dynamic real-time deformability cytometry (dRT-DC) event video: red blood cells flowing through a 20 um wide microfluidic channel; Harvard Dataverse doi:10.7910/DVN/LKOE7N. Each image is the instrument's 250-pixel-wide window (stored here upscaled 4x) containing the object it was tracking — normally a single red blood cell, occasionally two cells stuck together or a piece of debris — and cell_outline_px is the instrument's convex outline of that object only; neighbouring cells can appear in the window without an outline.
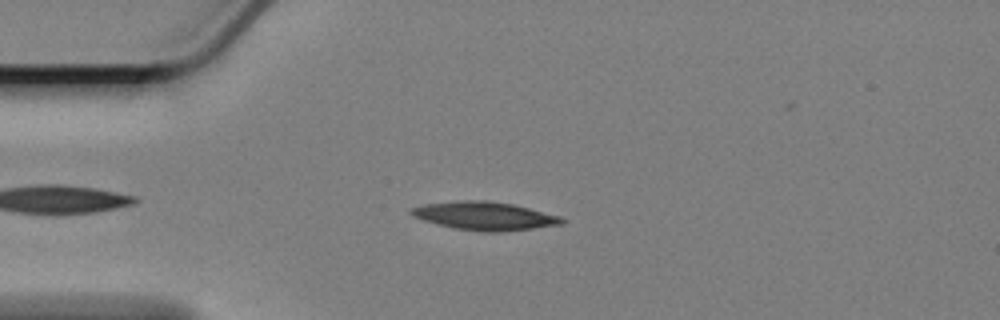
{"species": "Egyptian fruit bat (a non-hibernating species)", "species_latin": "Rousettus aegyptiacus", "temperature_condition": "cold", "stored_images_in_passage": 48, "camera_frame_rate_fps": 3000, "um_per_image_px": 0.085, "animal": {"sex": "female"}, "frame": {"image": 1, "passage_image": 7, "time_ms": 2.0, "image_size_px": [1000, 320], "cell_outline_px": [[564, 224], [500, 232], [484, 232], [456, 228], [424, 220], [408, 212], [412, 208], [424, 204], [468, 200], [488, 200], [512, 204], [560, 216], [564, 220]], "centroid_in_image_um": [41.23, 18.35], "position_along_channel_um": 43.8, "area_um2": 24.33}}
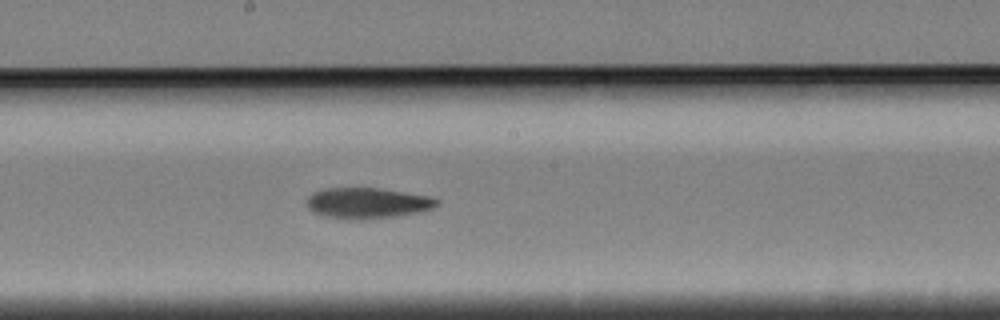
{"frame": {"image": 2, "passage_image": 24, "time_ms": 7.667, "image_size_px": [1000, 320], "cell_outline_px": [[440, 204], [432, 208], [416, 212], [396, 216], [360, 220], [356, 220], [324, 216], [312, 212], [308, 208], [308, 196], [312, 192], [324, 188], [380, 188], [428, 196], [440, 200]], "centroid_in_image_um": [31.2, 17.26], "position_along_channel_um": 217.0, "area_um2": 23.29}}
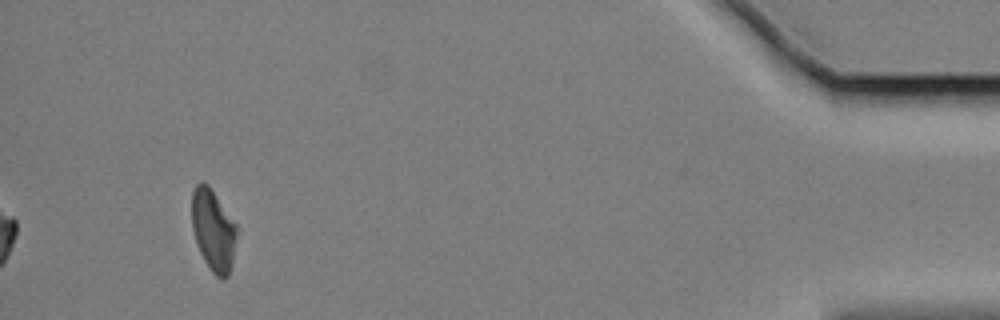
{"frame": {"image": 3, "passage_image": 48, "time_ms": 15.667, "image_size_px": [1000, 320], "cell_outline_px": [[240, 228], [232, 264], [228, 276], [224, 280], [216, 276], [212, 272], [204, 260], [200, 252], [192, 228], [192, 192], [196, 184], [200, 180], [208, 184]], "centroid_in_image_um": [18.17, 19.56], "position_along_channel_um": 417.0, "area_um2": 21.85}, "authors_computed_cell_mechanics": {"area_um2": 23.2645, "velocity_mm_per_s": 3.3636, "shape_relaxation_time_tau1_ms": 6.8421, "shape_relaxation_time_tau2_ms": 8.5835, "deformation_change_tau1": 0.1579, "deformation_change_tau2": 0.1826}}